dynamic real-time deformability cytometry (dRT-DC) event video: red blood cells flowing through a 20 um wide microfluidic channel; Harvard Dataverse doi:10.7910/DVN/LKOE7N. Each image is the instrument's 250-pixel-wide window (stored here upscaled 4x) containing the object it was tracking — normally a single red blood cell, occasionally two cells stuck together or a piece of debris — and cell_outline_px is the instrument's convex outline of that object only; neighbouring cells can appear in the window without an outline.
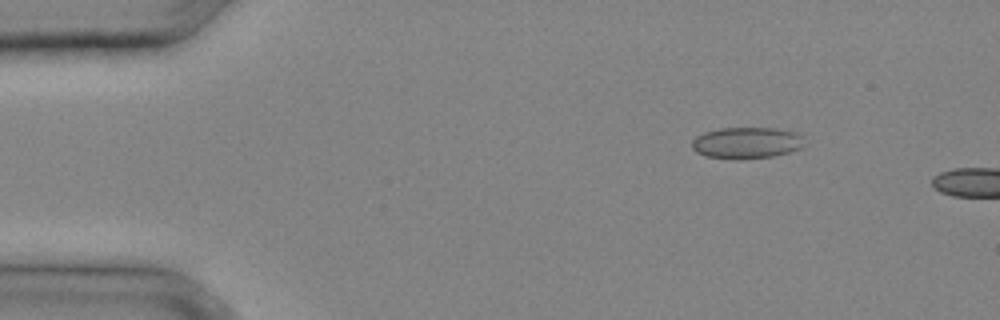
{"species": "common noctule bat (a hibernating species)", "species_latin": "Nyctalus noctula", "temperature_condition": "cold", "stored_images_in_passage": 6, "camera_frame_rate_fps": 3000, "um_per_image_px": 0.085, "animal": {"sex": "male", "body_mass_g": 20.4}, "frame": {"image": 1, "passage_image": 2, "time_ms": 0.333, "image_size_px": [1000, 320], "cell_outline_px": [[800, 148], [788, 152], [772, 156], [740, 160], [704, 156], [696, 152], [692, 148], [692, 140], [696, 136], [704, 132], [720, 128], [776, 128], [796, 132], [800, 136]], "centroid_in_image_um": [63.38, 12.14], "position_along_channel_um": 21.6, "area_um2": 20.46}}